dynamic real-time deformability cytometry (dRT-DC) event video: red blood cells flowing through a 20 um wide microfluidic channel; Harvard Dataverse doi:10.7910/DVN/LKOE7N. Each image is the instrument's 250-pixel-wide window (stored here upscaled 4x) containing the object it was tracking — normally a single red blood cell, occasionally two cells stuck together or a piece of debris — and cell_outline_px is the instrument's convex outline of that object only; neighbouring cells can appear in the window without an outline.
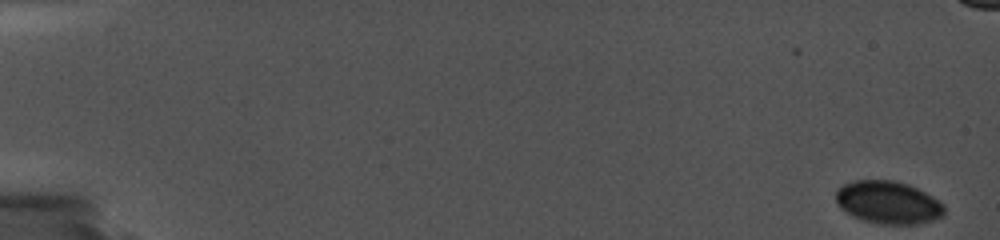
{"species": "common noctule bat (a hibernating species)", "species_latin": "Nyctalus noctula", "temperature_condition": "cold", "stored_images_in_passage": 27, "camera_frame_rate_fps": 5000, "um_per_image_px": 0.085, "animal": {"sex": "female", "body_mass_g": 19.0, "forearm_length_mm": 56.7}, "frame": {"image": 1, "passage_image": 1, "time_ms": 0.0, "image_size_px": [1000, 240], "cell_outline_px": [[944, 216], [932, 220], [916, 224], [880, 224], [864, 220], [840, 208], [836, 204], [836, 188], [844, 184], [856, 180], [892, 180], [908, 184], [932, 196], [944, 204]], "centroid_in_image_um": [75.49, 17.2], "position_along_channel_um": 9.5, "area_um2": 26.88}}
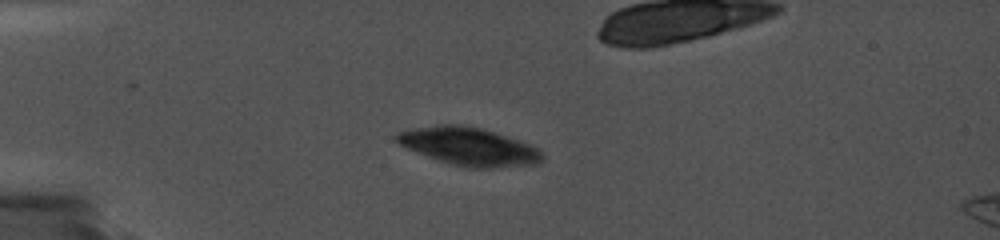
{"frame": {"image": 2, "passage_image": 26, "time_ms": 5.2, "image_size_px": [1000, 240], "cell_outline_px": [[544, 160], [536, 164], [492, 168], [468, 168], [452, 164], [428, 156], [408, 148], [400, 144], [396, 140], [396, 132], [408, 128], [436, 124], [460, 124], [480, 128], [532, 144], [540, 148], [544, 156]], "centroid_in_image_um": [39.89, 12.44], "position_along_channel_um": 45.1, "area_um2": 32.31}}